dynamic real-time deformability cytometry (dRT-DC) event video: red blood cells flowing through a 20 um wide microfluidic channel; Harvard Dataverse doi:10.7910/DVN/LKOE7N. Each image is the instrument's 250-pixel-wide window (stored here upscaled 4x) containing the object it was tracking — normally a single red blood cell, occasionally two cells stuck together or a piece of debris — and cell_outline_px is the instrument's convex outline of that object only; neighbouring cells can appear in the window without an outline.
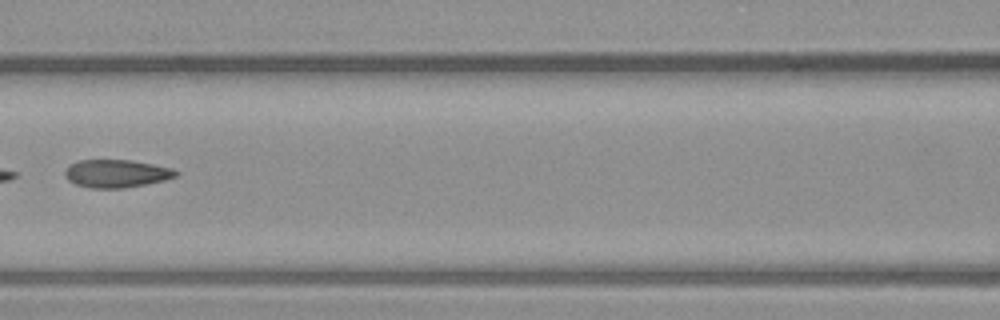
{"species": "common noctule bat (a hibernating species)", "species_latin": "Nyctalus noctula", "temperature_condition": "warm", "stored_images_in_passage": 6, "camera_frame_rate_fps": 3000, "um_per_image_px": 0.085, "animal": {"sex": "male", "body_mass_g": 23.1, "forearm_length_mm": 52.7}, "frame": {"image": 1, "passage_image": 6, "time_ms": 1.667, "image_size_px": [1000, 320], "cell_outline_px": [[180, 172], [176, 176], [164, 180], [124, 188], [92, 188], [76, 184], [68, 180], [64, 176], [64, 172], [76, 160], [132, 160], [172, 168]], "centroid_in_image_um": [9.89, 14.75], "position_along_channel_um": 156.7, "area_um2": 17.92}}